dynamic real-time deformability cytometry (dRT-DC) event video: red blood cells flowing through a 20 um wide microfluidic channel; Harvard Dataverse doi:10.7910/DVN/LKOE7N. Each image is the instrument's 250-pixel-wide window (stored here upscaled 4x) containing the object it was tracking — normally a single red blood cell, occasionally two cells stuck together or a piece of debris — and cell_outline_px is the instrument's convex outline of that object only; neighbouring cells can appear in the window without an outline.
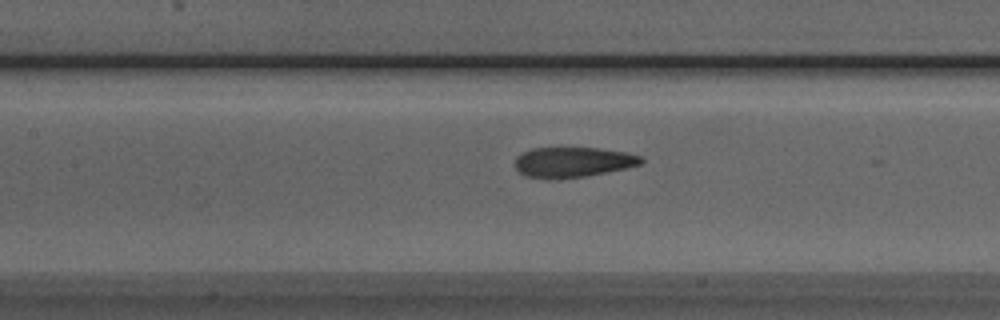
{"species": "Egyptian fruit bat (a non-hibernating species)", "species_latin": "Rousettus aegyptiacus", "temperature_condition": "room temperature", "stored_images_in_passage": 24, "camera_frame_rate_fps": 3000, "um_per_image_px": 0.085, "animal": {"sex": "male"}, "frame": {"image": 1, "passage_image": 9, "time_ms": 2.667, "image_size_px": [1000, 320], "cell_outline_px": [[644, 160], [640, 164], [624, 168], [584, 176], [524, 176], [516, 168], [516, 156], [532, 148], [596, 148], [628, 152], [640, 156]], "centroid_in_image_um": [48.72, 13.73], "position_along_channel_um": 158.7, "area_um2": 21.21}}
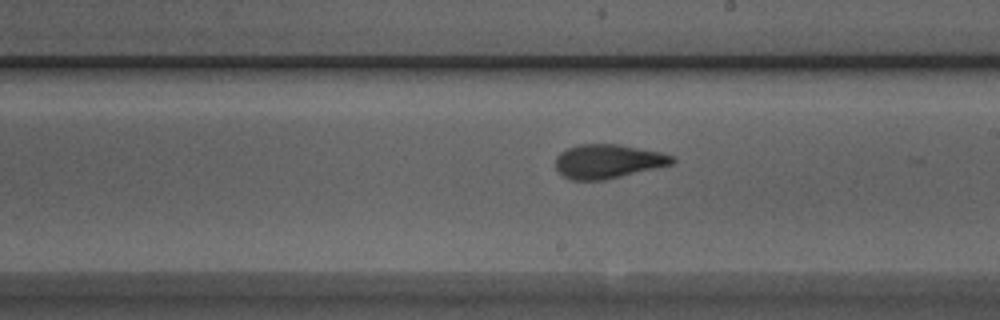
{"frame": {"image": 2, "passage_image": 15, "time_ms": 4.667, "image_size_px": [1000, 320], "cell_outline_px": [[676, 160], [672, 164], [604, 180], [572, 180], [564, 176], [556, 168], [556, 156], [560, 152], [568, 148], [580, 144], [616, 144], [660, 152], [672, 156]], "centroid_in_image_um": [51.65, 13.71], "position_along_channel_um": 237.4, "area_um2": 22.83}}
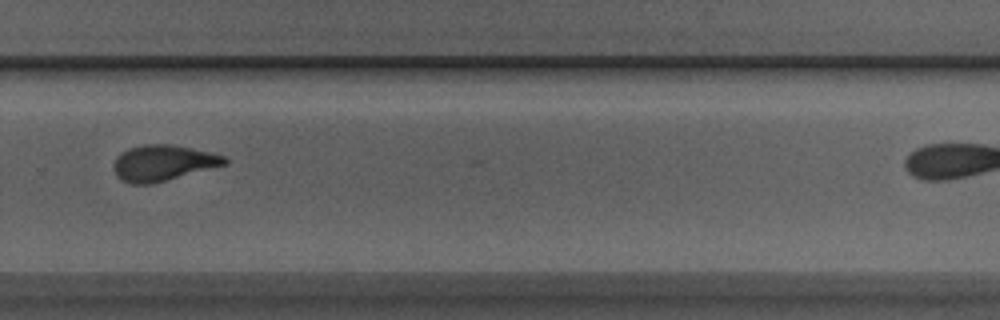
{"frame": {"image": 3, "passage_image": 21, "time_ms": 6.667, "image_size_px": [1000, 320], "cell_outline_px": [[228, 164], [152, 184], [132, 184], [120, 180], [116, 176], [112, 168], [112, 164], [116, 156], [120, 152], [128, 148], [144, 144], [168, 144], [208, 152], [224, 156], [228, 160]], "centroid_in_image_um": [13.79, 13.86], "position_along_channel_um": 316.0, "area_um2": 23.29}}